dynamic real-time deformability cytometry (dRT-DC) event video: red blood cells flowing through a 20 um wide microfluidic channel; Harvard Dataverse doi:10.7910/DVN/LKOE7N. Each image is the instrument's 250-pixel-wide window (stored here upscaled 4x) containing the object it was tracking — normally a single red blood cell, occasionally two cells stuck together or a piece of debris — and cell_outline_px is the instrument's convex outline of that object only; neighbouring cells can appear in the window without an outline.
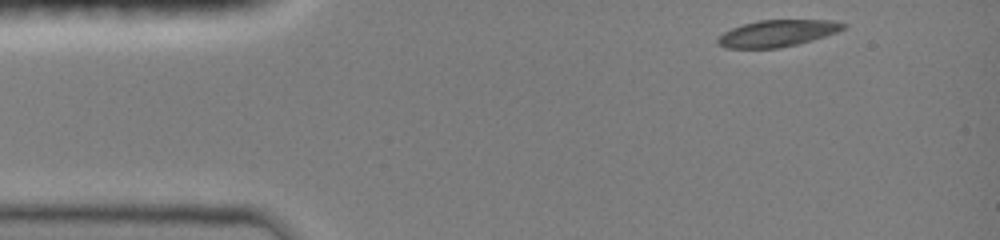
{"species": "common noctule bat (a hibernating species)", "species_latin": "Nyctalus noctula", "temperature_condition": "room temperature", "stored_images_in_passage": 39, "camera_frame_rate_fps": 3000, "um_per_image_px": 0.085, "animal": {"sex": "female", "body_mass_g": 19.0, "forearm_length_mm": 51.5}, "frame": {"image": 1, "passage_image": 1, "time_ms": 0.0, "image_size_px": [1000, 240], "cell_outline_px": [[844, 28], [836, 32], [812, 40], [780, 48], [724, 48], [716, 44], [716, 40], [724, 32], [732, 28], [744, 24], [760, 20], [836, 20], [844, 24]], "centroid_in_image_um": [66.03, 2.83], "position_along_channel_um": 19.0, "area_um2": 19.36}}
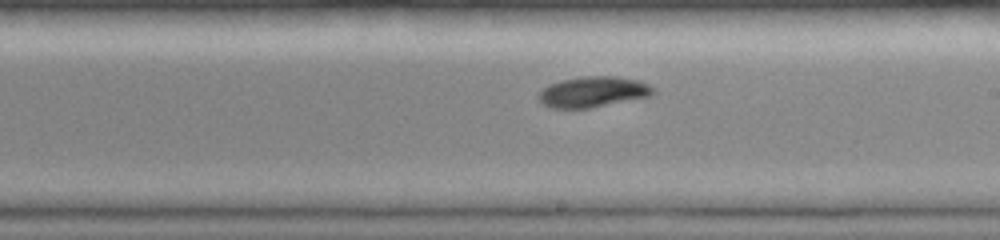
{"frame": {"image": 2, "passage_image": 23, "time_ms": 7.333, "image_size_px": [1000, 240], "cell_outline_px": [[656, 92], [652, 96], [588, 108], [552, 108], [544, 104], [536, 96], [548, 84], [560, 80], [584, 76], [616, 76], [636, 80], [648, 84], [656, 88]], "centroid_in_image_um": [50.43, 7.8], "position_along_channel_um": 238.6, "area_um2": 20.52}}
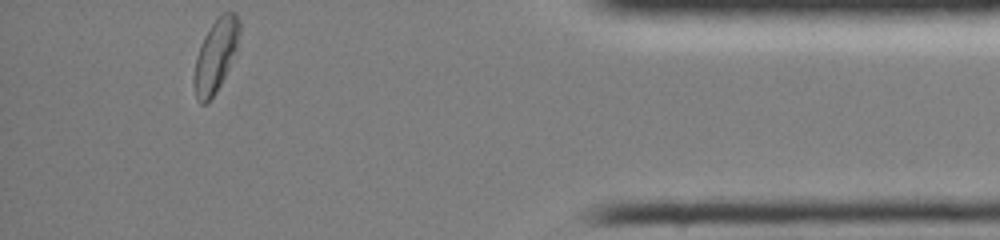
{"frame": {"image": 3, "passage_image": 39, "time_ms": 12.667, "image_size_px": [1000, 240], "cell_outline_px": [[240, 32], [236, 52], [216, 92], [204, 104], [200, 104], [196, 96], [196, 56], [200, 44], [204, 36], [212, 24], [224, 12], [236, 12], [240, 20]], "centroid_in_image_um": [18.38, 4.65], "position_along_channel_um": 416.8, "area_um2": 18.61}, "authors_computed_cell_mechanics": {"area_um2": 20.4034, "velocity_mm_per_s": 3.9932, "shape_relaxation_time_tau1_ms": 3.9345, "shape_relaxation_time_tau2_ms": null, "deformation_change_tau1": 0.152, "deformation_change_tau2": null}}